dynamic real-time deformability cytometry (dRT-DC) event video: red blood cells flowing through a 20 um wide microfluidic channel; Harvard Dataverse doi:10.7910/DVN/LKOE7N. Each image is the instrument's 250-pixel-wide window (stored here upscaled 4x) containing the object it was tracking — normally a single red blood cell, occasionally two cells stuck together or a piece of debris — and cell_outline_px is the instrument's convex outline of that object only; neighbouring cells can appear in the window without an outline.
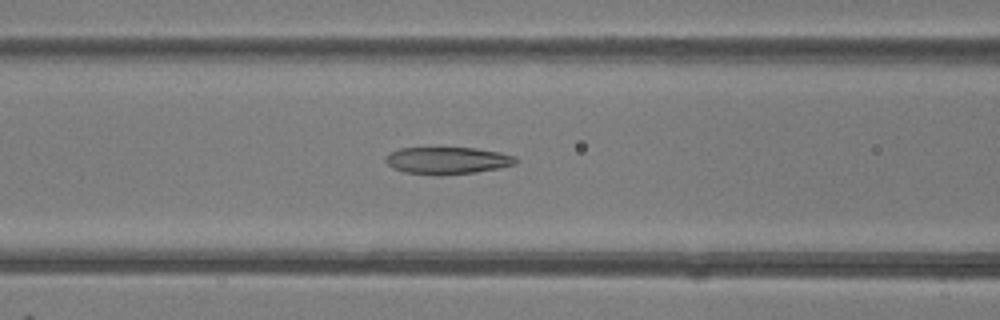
{"species": "common noctule bat (a hibernating species)", "species_latin": "Nyctalus noctula", "temperature_condition": "room temperature", "stored_images_in_passage": 48, "camera_frame_rate_fps": 3000, "um_per_image_px": 0.085, "animal": {"sex": "female"}, "frame": {"image": 1, "passage_image": 20, "time_ms": 6.333, "image_size_px": [1000, 320], "cell_outline_px": [[520, 160], [516, 164], [500, 168], [476, 172], [440, 176], [436, 176], [404, 172], [392, 168], [384, 160], [384, 156], [388, 152], [400, 148], [476, 148], [500, 152], [516, 156]], "centroid_in_image_um": [38.03, 13.65], "position_along_channel_um": 128.6, "area_um2": 21.04}}
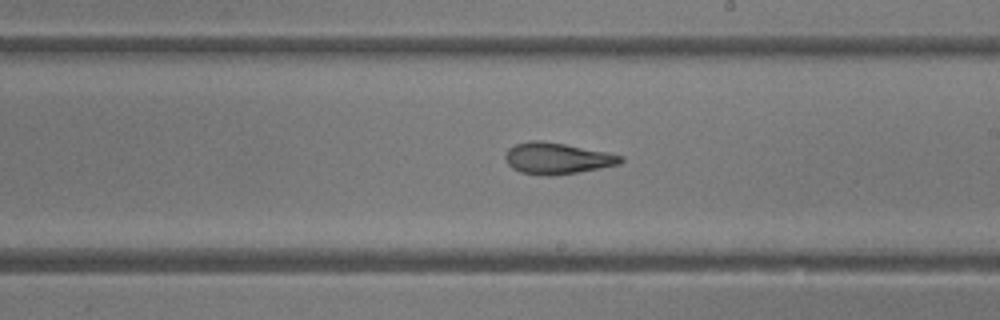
{"frame": {"image": 2, "passage_image": 28, "time_ms": 9.0, "image_size_px": [1000, 320], "cell_outline_px": [[624, 160], [620, 164], [600, 168], [552, 176], [544, 176], [520, 172], [512, 168], [504, 160], [504, 156], [508, 148], [516, 144], [528, 140], [540, 140], [564, 144], [608, 152], [624, 156]], "centroid_in_image_um": [47.33, 13.46], "position_along_channel_um": 241.7, "area_um2": 21.21}}
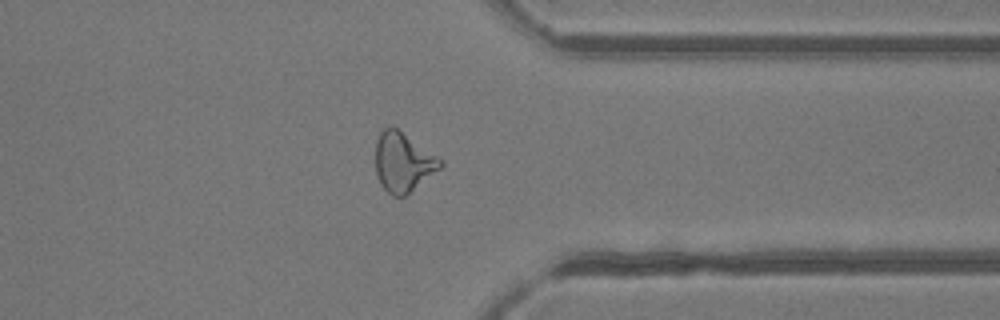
{"frame": {"image": 3, "passage_image": 38, "time_ms": 12.333, "image_size_px": [1000, 320], "cell_outline_px": [[444, 164], [440, 168], [404, 196], [392, 196], [380, 184], [376, 172], [376, 140], [380, 132], [384, 128], [392, 124], [444, 160]], "centroid_in_image_um": [34.26, 13.74], "position_along_channel_um": 377.1, "area_um2": 22.43}, "authors_computed_cell_mechanics": {"area_um2": 22.7154, "velocity_mm_per_s": 4.231, "shape_relaxation_time_tau1_ms": null, "shape_relaxation_time_tau2_ms": 2.795, "deformation_change_tau1": null, "deformation_change_tau2": 0.1115}}